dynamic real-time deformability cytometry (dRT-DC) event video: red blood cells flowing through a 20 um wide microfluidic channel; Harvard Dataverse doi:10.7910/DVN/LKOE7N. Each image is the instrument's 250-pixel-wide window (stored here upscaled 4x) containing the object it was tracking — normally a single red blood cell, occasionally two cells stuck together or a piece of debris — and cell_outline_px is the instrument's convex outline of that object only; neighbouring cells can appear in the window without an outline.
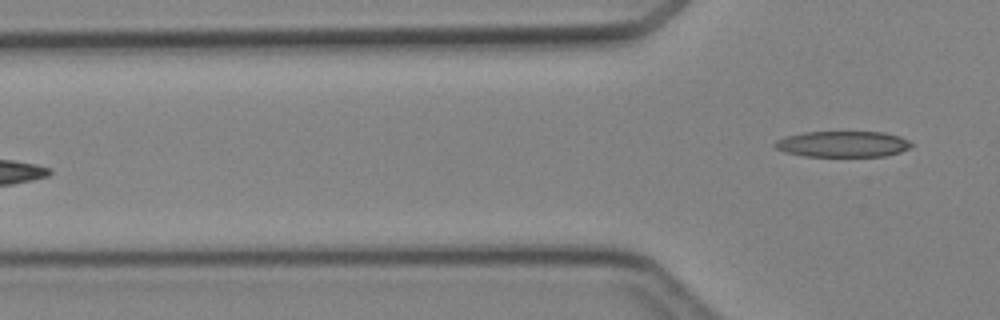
{"species": "Egyptian fruit bat (a non-hibernating species)", "species_latin": "Rousettus aegyptiacus", "temperature_condition": "cold", "stored_images_in_passage": 6, "camera_frame_rate_fps": 3000, "um_per_image_px": 0.085, "animal": {"sex": "female"}, "frame": {"image": 1, "passage_image": 6, "time_ms": 6.0, "image_size_px": [1000, 320], "cell_outline_px": [[912, 144], [908, 148], [900, 152], [884, 156], [804, 156], [784, 152], [776, 148], [772, 144], [776, 140], [784, 136], [804, 132], [884, 132], [900, 136], [908, 140]], "centroid_in_image_um": [71.59, 12.24], "position_along_channel_um": 54.2, "area_um2": 20.69}}